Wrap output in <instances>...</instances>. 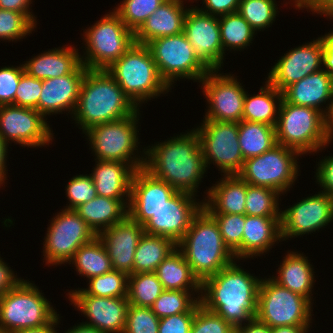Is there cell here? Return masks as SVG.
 Here are the masks:
<instances>
[{"label":"cell","instance_id":"cell-47","mask_svg":"<svg viewBox=\"0 0 333 333\" xmlns=\"http://www.w3.org/2000/svg\"><path fill=\"white\" fill-rule=\"evenodd\" d=\"M69 201L63 209L75 210L79 205L91 201L97 196L94 182L90 174L73 176L65 186Z\"/></svg>","mask_w":333,"mask_h":333},{"label":"cell","instance_id":"cell-51","mask_svg":"<svg viewBox=\"0 0 333 333\" xmlns=\"http://www.w3.org/2000/svg\"><path fill=\"white\" fill-rule=\"evenodd\" d=\"M23 72V64L0 68V106L15 105V93Z\"/></svg>","mask_w":333,"mask_h":333},{"label":"cell","instance_id":"cell-33","mask_svg":"<svg viewBox=\"0 0 333 333\" xmlns=\"http://www.w3.org/2000/svg\"><path fill=\"white\" fill-rule=\"evenodd\" d=\"M257 94L246 91L243 107V120L276 126L283 93L267 80Z\"/></svg>","mask_w":333,"mask_h":333},{"label":"cell","instance_id":"cell-13","mask_svg":"<svg viewBox=\"0 0 333 333\" xmlns=\"http://www.w3.org/2000/svg\"><path fill=\"white\" fill-rule=\"evenodd\" d=\"M60 211L49 220L43 239V262L48 266L69 263L80 246L97 236L75 210Z\"/></svg>","mask_w":333,"mask_h":333},{"label":"cell","instance_id":"cell-6","mask_svg":"<svg viewBox=\"0 0 333 333\" xmlns=\"http://www.w3.org/2000/svg\"><path fill=\"white\" fill-rule=\"evenodd\" d=\"M140 112L138 109L123 119L97 124L83 133L88 142L90 141L89 149L94 152L92 154H95V160L127 163L135 170L144 167L145 150L138 152V149L141 150L138 147L141 143L138 136ZM139 153H142L141 156Z\"/></svg>","mask_w":333,"mask_h":333},{"label":"cell","instance_id":"cell-29","mask_svg":"<svg viewBox=\"0 0 333 333\" xmlns=\"http://www.w3.org/2000/svg\"><path fill=\"white\" fill-rule=\"evenodd\" d=\"M283 258L276 270L277 275L269 277L280 286L307 298L313 304L312 292L316 279L310 259L297 250L296 252L288 250Z\"/></svg>","mask_w":333,"mask_h":333},{"label":"cell","instance_id":"cell-23","mask_svg":"<svg viewBox=\"0 0 333 333\" xmlns=\"http://www.w3.org/2000/svg\"><path fill=\"white\" fill-rule=\"evenodd\" d=\"M87 68L80 63L70 74L43 80L38 112L48 115L67 112L72 116L77 106L80 88Z\"/></svg>","mask_w":333,"mask_h":333},{"label":"cell","instance_id":"cell-21","mask_svg":"<svg viewBox=\"0 0 333 333\" xmlns=\"http://www.w3.org/2000/svg\"><path fill=\"white\" fill-rule=\"evenodd\" d=\"M321 69H323V45L318 37L287 51L271 67L265 80L283 92L288 86Z\"/></svg>","mask_w":333,"mask_h":333},{"label":"cell","instance_id":"cell-8","mask_svg":"<svg viewBox=\"0 0 333 333\" xmlns=\"http://www.w3.org/2000/svg\"><path fill=\"white\" fill-rule=\"evenodd\" d=\"M43 294L35 283L23 280L1 296L0 333L41 328L51 324L59 314Z\"/></svg>","mask_w":333,"mask_h":333},{"label":"cell","instance_id":"cell-1","mask_svg":"<svg viewBox=\"0 0 333 333\" xmlns=\"http://www.w3.org/2000/svg\"><path fill=\"white\" fill-rule=\"evenodd\" d=\"M170 138L142 148L145 150L143 168L177 191L198 197L197 189L207 171L199 135L193 128Z\"/></svg>","mask_w":333,"mask_h":333},{"label":"cell","instance_id":"cell-38","mask_svg":"<svg viewBox=\"0 0 333 333\" xmlns=\"http://www.w3.org/2000/svg\"><path fill=\"white\" fill-rule=\"evenodd\" d=\"M220 36L223 48V62L225 51H242L253 43L257 33L250 24L238 13H229L218 17Z\"/></svg>","mask_w":333,"mask_h":333},{"label":"cell","instance_id":"cell-14","mask_svg":"<svg viewBox=\"0 0 333 333\" xmlns=\"http://www.w3.org/2000/svg\"><path fill=\"white\" fill-rule=\"evenodd\" d=\"M194 127L208 170L214 164L222 175L238 174L244 159L238 141V122L203 120Z\"/></svg>","mask_w":333,"mask_h":333},{"label":"cell","instance_id":"cell-9","mask_svg":"<svg viewBox=\"0 0 333 333\" xmlns=\"http://www.w3.org/2000/svg\"><path fill=\"white\" fill-rule=\"evenodd\" d=\"M85 51L81 63L87 69H106L135 43V34L112 10L83 31Z\"/></svg>","mask_w":333,"mask_h":333},{"label":"cell","instance_id":"cell-34","mask_svg":"<svg viewBox=\"0 0 333 333\" xmlns=\"http://www.w3.org/2000/svg\"><path fill=\"white\" fill-rule=\"evenodd\" d=\"M155 273L164 290L201 291V283L178 248L158 265Z\"/></svg>","mask_w":333,"mask_h":333},{"label":"cell","instance_id":"cell-57","mask_svg":"<svg viewBox=\"0 0 333 333\" xmlns=\"http://www.w3.org/2000/svg\"><path fill=\"white\" fill-rule=\"evenodd\" d=\"M31 4H33L32 0H0V9L24 13L35 25H37V18L31 11Z\"/></svg>","mask_w":333,"mask_h":333},{"label":"cell","instance_id":"cell-30","mask_svg":"<svg viewBox=\"0 0 333 333\" xmlns=\"http://www.w3.org/2000/svg\"><path fill=\"white\" fill-rule=\"evenodd\" d=\"M78 51L73 45L48 49L24 61V72L41 80L70 74L81 63Z\"/></svg>","mask_w":333,"mask_h":333},{"label":"cell","instance_id":"cell-2","mask_svg":"<svg viewBox=\"0 0 333 333\" xmlns=\"http://www.w3.org/2000/svg\"><path fill=\"white\" fill-rule=\"evenodd\" d=\"M235 260L201 283L200 303L234 327L255 318L261 278Z\"/></svg>","mask_w":333,"mask_h":333},{"label":"cell","instance_id":"cell-48","mask_svg":"<svg viewBox=\"0 0 333 333\" xmlns=\"http://www.w3.org/2000/svg\"><path fill=\"white\" fill-rule=\"evenodd\" d=\"M159 322L150 307L129 304L123 333H158Z\"/></svg>","mask_w":333,"mask_h":333},{"label":"cell","instance_id":"cell-40","mask_svg":"<svg viewBox=\"0 0 333 333\" xmlns=\"http://www.w3.org/2000/svg\"><path fill=\"white\" fill-rule=\"evenodd\" d=\"M274 189L254 186L247 183L245 215L258 217H281L279 197Z\"/></svg>","mask_w":333,"mask_h":333},{"label":"cell","instance_id":"cell-53","mask_svg":"<svg viewBox=\"0 0 333 333\" xmlns=\"http://www.w3.org/2000/svg\"><path fill=\"white\" fill-rule=\"evenodd\" d=\"M324 157L318 161L314 177H316V183L323 189L321 192L333 197V155Z\"/></svg>","mask_w":333,"mask_h":333},{"label":"cell","instance_id":"cell-3","mask_svg":"<svg viewBox=\"0 0 333 333\" xmlns=\"http://www.w3.org/2000/svg\"><path fill=\"white\" fill-rule=\"evenodd\" d=\"M139 108L105 69H87L72 119L82 130L134 114Z\"/></svg>","mask_w":333,"mask_h":333},{"label":"cell","instance_id":"cell-20","mask_svg":"<svg viewBox=\"0 0 333 333\" xmlns=\"http://www.w3.org/2000/svg\"><path fill=\"white\" fill-rule=\"evenodd\" d=\"M183 33L209 70H221L224 66L223 48L217 16L203 13L192 5L184 20Z\"/></svg>","mask_w":333,"mask_h":333},{"label":"cell","instance_id":"cell-62","mask_svg":"<svg viewBox=\"0 0 333 333\" xmlns=\"http://www.w3.org/2000/svg\"><path fill=\"white\" fill-rule=\"evenodd\" d=\"M60 318V315H58V317L51 324L41 328L21 329L11 333H59L56 328L60 325Z\"/></svg>","mask_w":333,"mask_h":333},{"label":"cell","instance_id":"cell-63","mask_svg":"<svg viewBox=\"0 0 333 333\" xmlns=\"http://www.w3.org/2000/svg\"><path fill=\"white\" fill-rule=\"evenodd\" d=\"M312 326H279L271 328V333H309Z\"/></svg>","mask_w":333,"mask_h":333},{"label":"cell","instance_id":"cell-24","mask_svg":"<svg viewBox=\"0 0 333 333\" xmlns=\"http://www.w3.org/2000/svg\"><path fill=\"white\" fill-rule=\"evenodd\" d=\"M143 234V225L127 216L97 235L107 250L113 269L133 274L134 254Z\"/></svg>","mask_w":333,"mask_h":333},{"label":"cell","instance_id":"cell-36","mask_svg":"<svg viewBox=\"0 0 333 333\" xmlns=\"http://www.w3.org/2000/svg\"><path fill=\"white\" fill-rule=\"evenodd\" d=\"M238 141L244 160L259 156L277 144L275 127L242 120L238 122Z\"/></svg>","mask_w":333,"mask_h":333},{"label":"cell","instance_id":"cell-35","mask_svg":"<svg viewBox=\"0 0 333 333\" xmlns=\"http://www.w3.org/2000/svg\"><path fill=\"white\" fill-rule=\"evenodd\" d=\"M176 248L177 244L170 238L144 233L135 250L133 274L155 272L158 265Z\"/></svg>","mask_w":333,"mask_h":333},{"label":"cell","instance_id":"cell-59","mask_svg":"<svg viewBox=\"0 0 333 333\" xmlns=\"http://www.w3.org/2000/svg\"><path fill=\"white\" fill-rule=\"evenodd\" d=\"M235 333H271V328L253 318L251 321L235 327Z\"/></svg>","mask_w":333,"mask_h":333},{"label":"cell","instance_id":"cell-18","mask_svg":"<svg viewBox=\"0 0 333 333\" xmlns=\"http://www.w3.org/2000/svg\"><path fill=\"white\" fill-rule=\"evenodd\" d=\"M66 295L75 310L86 316L87 321L82 323L104 333L124 332L129 305L127 297L93 296L86 294L82 288L70 290Z\"/></svg>","mask_w":333,"mask_h":333},{"label":"cell","instance_id":"cell-32","mask_svg":"<svg viewBox=\"0 0 333 333\" xmlns=\"http://www.w3.org/2000/svg\"><path fill=\"white\" fill-rule=\"evenodd\" d=\"M130 199H112L97 195L75 211L98 235L101 231L123 221L128 216Z\"/></svg>","mask_w":333,"mask_h":333},{"label":"cell","instance_id":"cell-10","mask_svg":"<svg viewBox=\"0 0 333 333\" xmlns=\"http://www.w3.org/2000/svg\"><path fill=\"white\" fill-rule=\"evenodd\" d=\"M312 307L307 298L265 277L259 286L255 318L270 328L311 326L314 315Z\"/></svg>","mask_w":333,"mask_h":333},{"label":"cell","instance_id":"cell-42","mask_svg":"<svg viewBox=\"0 0 333 333\" xmlns=\"http://www.w3.org/2000/svg\"><path fill=\"white\" fill-rule=\"evenodd\" d=\"M275 0H240L238 13L256 31H264L272 26L278 14Z\"/></svg>","mask_w":333,"mask_h":333},{"label":"cell","instance_id":"cell-22","mask_svg":"<svg viewBox=\"0 0 333 333\" xmlns=\"http://www.w3.org/2000/svg\"><path fill=\"white\" fill-rule=\"evenodd\" d=\"M176 192L144 168L137 169L131 181L128 216L144 225Z\"/></svg>","mask_w":333,"mask_h":333},{"label":"cell","instance_id":"cell-25","mask_svg":"<svg viewBox=\"0 0 333 333\" xmlns=\"http://www.w3.org/2000/svg\"><path fill=\"white\" fill-rule=\"evenodd\" d=\"M184 1L166 0L160 5L134 33L135 43L147 45L154 39L181 34L189 9Z\"/></svg>","mask_w":333,"mask_h":333},{"label":"cell","instance_id":"cell-61","mask_svg":"<svg viewBox=\"0 0 333 333\" xmlns=\"http://www.w3.org/2000/svg\"><path fill=\"white\" fill-rule=\"evenodd\" d=\"M324 127L329 143L333 142V97L324 114Z\"/></svg>","mask_w":333,"mask_h":333},{"label":"cell","instance_id":"cell-7","mask_svg":"<svg viewBox=\"0 0 333 333\" xmlns=\"http://www.w3.org/2000/svg\"><path fill=\"white\" fill-rule=\"evenodd\" d=\"M276 143L298 151L302 156L322 152L330 143L324 127V114L312 107L280 104L275 126Z\"/></svg>","mask_w":333,"mask_h":333},{"label":"cell","instance_id":"cell-11","mask_svg":"<svg viewBox=\"0 0 333 333\" xmlns=\"http://www.w3.org/2000/svg\"><path fill=\"white\" fill-rule=\"evenodd\" d=\"M291 148L276 144L259 156L244 160L238 175L250 185L274 189L284 195L299 176V158Z\"/></svg>","mask_w":333,"mask_h":333},{"label":"cell","instance_id":"cell-55","mask_svg":"<svg viewBox=\"0 0 333 333\" xmlns=\"http://www.w3.org/2000/svg\"><path fill=\"white\" fill-rule=\"evenodd\" d=\"M296 10L308 9L307 12H312L318 15H323L327 19L333 20V0H290Z\"/></svg>","mask_w":333,"mask_h":333},{"label":"cell","instance_id":"cell-64","mask_svg":"<svg viewBox=\"0 0 333 333\" xmlns=\"http://www.w3.org/2000/svg\"><path fill=\"white\" fill-rule=\"evenodd\" d=\"M65 333H104V332L96 329L95 327H91L80 322V324L77 323V325L66 330Z\"/></svg>","mask_w":333,"mask_h":333},{"label":"cell","instance_id":"cell-4","mask_svg":"<svg viewBox=\"0 0 333 333\" xmlns=\"http://www.w3.org/2000/svg\"><path fill=\"white\" fill-rule=\"evenodd\" d=\"M177 248L200 283L236 260L224 244L217 222L203 207L193 217Z\"/></svg>","mask_w":333,"mask_h":333},{"label":"cell","instance_id":"cell-58","mask_svg":"<svg viewBox=\"0 0 333 333\" xmlns=\"http://www.w3.org/2000/svg\"><path fill=\"white\" fill-rule=\"evenodd\" d=\"M319 38L323 45V69L333 78V30Z\"/></svg>","mask_w":333,"mask_h":333},{"label":"cell","instance_id":"cell-17","mask_svg":"<svg viewBox=\"0 0 333 333\" xmlns=\"http://www.w3.org/2000/svg\"><path fill=\"white\" fill-rule=\"evenodd\" d=\"M288 207L281 210L282 241L309 235L333 221V197L321 191Z\"/></svg>","mask_w":333,"mask_h":333},{"label":"cell","instance_id":"cell-44","mask_svg":"<svg viewBox=\"0 0 333 333\" xmlns=\"http://www.w3.org/2000/svg\"><path fill=\"white\" fill-rule=\"evenodd\" d=\"M166 0H122L112 9L134 33Z\"/></svg>","mask_w":333,"mask_h":333},{"label":"cell","instance_id":"cell-60","mask_svg":"<svg viewBox=\"0 0 333 333\" xmlns=\"http://www.w3.org/2000/svg\"><path fill=\"white\" fill-rule=\"evenodd\" d=\"M8 145L4 142V140L0 137V183L5 184L6 178L8 175L7 169V153H8ZM7 174V175H6Z\"/></svg>","mask_w":333,"mask_h":333},{"label":"cell","instance_id":"cell-39","mask_svg":"<svg viewBox=\"0 0 333 333\" xmlns=\"http://www.w3.org/2000/svg\"><path fill=\"white\" fill-rule=\"evenodd\" d=\"M164 291L155 272L134 273L128 276V302L138 307H151Z\"/></svg>","mask_w":333,"mask_h":333},{"label":"cell","instance_id":"cell-46","mask_svg":"<svg viewBox=\"0 0 333 333\" xmlns=\"http://www.w3.org/2000/svg\"><path fill=\"white\" fill-rule=\"evenodd\" d=\"M37 26L24 14L0 9V40L17 41L32 34Z\"/></svg>","mask_w":333,"mask_h":333},{"label":"cell","instance_id":"cell-43","mask_svg":"<svg viewBox=\"0 0 333 333\" xmlns=\"http://www.w3.org/2000/svg\"><path fill=\"white\" fill-rule=\"evenodd\" d=\"M128 274L112 269L106 274L88 279V287L82 290L89 295L100 297H127Z\"/></svg>","mask_w":333,"mask_h":333},{"label":"cell","instance_id":"cell-15","mask_svg":"<svg viewBox=\"0 0 333 333\" xmlns=\"http://www.w3.org/2000/svg\"><path fill=\"white\" fill-rule=\"evenodd\" d=\"M220 72L210 70L199 82L208 107L203 120L240 122L243 120L246 91L238 76Z\"/></svg>","mask_w":333,"mask_h":333},{"label":"cell","instance_id":"cell-41","mask_svg":"<svg viewBox=\"0 0 333 333\" xmlns=\"http://www.w3.org/2000/svg\"><path fill=\"white\" fill-rule=\"evenodd\" d=\"M200 296L201 291L164 290L150 308L159 319L181 314L188 312L200 300Z\"/></svg>","mask_w":333,"mask_h":333},{"label":"cell","instance_id":"cell-49","mask_svg":"<svg viewBox=\"0 0 333 333\" xmlns=\"http://www.w3.org/2000/svg\"><path fill=\"white\" fill-rule=\"evenodd\" d=\"M190 333H235V327L200 304L195 311Z\"/></svg>","mask_w":333,"mask_h":333},{"label":"cell","instance_id":"cell-5","mask_svg":"<svg viewBox=\"0 0 333 333\" xmlns=\"http://www.w3.org/2000/svg\"><path fill=\"white\" fill-rule=\"evenodd\" d=\"M105 70L139 109L145 101L172 90L161 78L152 53L144 44L134 43Z\"/></svg>","mask_w":333,"mask_h":333},{"label":"cell","instance_id":"cell-27","mask_svg":"<svg viewBox=\"0 0 333 333\" xmlns=\"http://www.w3.org/2000/svg\"><path fill=\"white\" fill-rule=\"evenodd\" d=\"M282 93L287 103L312 107L325 114L333 97V78L321 69L288 86Z\"/></svg>","mask_w":333,"mask_h":333},{"label":"cell","instance_id":"cell-37","mask_svg":"<svg viewBox=\"0 0 333 333\" xmlns=\"http://www.w3.org/2000/svg\"><path fill=\"white\" fill-rule=\"evenodd\" d=\"M68 264L74 265L78 275L86 277L87 280L113 269L107 250L98 236L80 246Z\"/></svg>","mask_w":333,"mask_h":333},{"label":"cell","instance_id":"cell-52","mask_svg":"<svg viewBox=\"0 0 333 333\" xmlns=\"http://www.w3.org/2000/svg\"><path fill=\"white\" fill-rule=\"evenodd\" d=\"M200 300L188 311L160 318L158 333H190L195 311Z\"/></svg>","mask_w":333,"mask_h":333},{"label":"cell","instance_id":"cell-31","mask_svg":"<svg viewBox=\"0 0 333 333\" xmlns=\"http://www.w3.org/2000/svg\"><path fill=\"white\" fill-rule=\"evenodd\" d=\"M90 176L97 195L112 199H130L131 181L135 169L127 163L118 161L94 160Z\"/></svg>","mask_w":333,"mask_h":333},{"label":"cell","instance_id":"cell-16","mask_svg":"<svg viewBox=\"0 0 333 333\" xmlns=\"http://www.w3.org/2000/svg\"><path fill=\"white\" fill-rule=\"evenodd\" d=\"M36 109L15 105L0 106V137L22 147H44L52 144L54 133L48 121ZM11 141V142H10Z\"/></svg>","mask_w":333,"mask_h":333},{"label":"cell","instance_id":"cell-28","mask_svg":"<svg viewBox=\"0 0 333 333\" xmlns=\"http://www.w3.org/2000/svg\"><path fill=\"white\" fill-rule=\"evenodd\" d=\"M281 217L245 215L242 238V260L262 257L281 239Z\"/></svg>","mask_w":333,"mask_h":333},{"label":"cell","instance_id":"cell-19","mask_svg":"<svg viewBox=\"0 0 333 333\" xmlns=\"http://www.w3.org/2000/svg\"><path fill=\"white\" fill-rule=\"evenodd\" d=\"M195 195L177 191L143 225L144 233L164 236L176 244L184 237L193 217L203 207V201L197 202Z\"/></svg>","mask_w":333,"mask_h":333},{"label":"cell","instance_id":"cell-45","mask_svg":"<svg viewBox=\"0 0 333 333\" xmlns=\"http://www.w3.org/2000/svg\"><path fill=\"white\" fill-rule=\"evenodd\" d=\"M217 222L224 244L234 254L236 260H242V238L245 215L209 213Z\"/></svg>","mask_w":333,"mask_h":333},{"label":"cell","instance_id":"cell-56","mask_svg":"<svg viewBox=\"0 0 333 333\" xmlns=\"http://www.w3.org/2000/svg\"><path fill=\"white\" fill-rule=\"evenodd\" d=\"M0 256V297L17 287L24 279L18 278L17 273Z\"/></svg>","mask_w":333,"mask_h":333},{"label":"cell","instance_id":"cell-26","mask_svg":"<svg viewBox=\"0 0 333 333\" xmlns=\"http://www.w3.org/2000/svg\"><path fill=\"white\" fill-rule=\"evenodd\" d=\"M221 179L204 192L203 208L208 213L245 215L247 182L238 174L221 175Z\"/></svg>","mask_w":333,"mask_h":333},{"label":"cell","instance_id":"cell-50","mask_svg":"<svg viewBox=\"0 0 333 333\" xmlns=\"http://www.w3.org/2000/svg\"><path fill=\"white\" fill-rule=\"evenodd\" d=\"M42 85L43 80L36 79L26 72H23L15 93V106L32 108L38 111Z\"/></svg>","mask_w":333,"mask_h":333},{"label":"cell","instance_id":"cell-12","mask_svg":"<svg viewBox=\"0 0 333 333\" xmlns=\"http://www.w3.org/2000/svg\"><path fill=\"white\" fill-rule=\"evenodd\" d=\"M147 46L161 78L170 88L179 79L194 80L198 84L210 71L196 56L183 32L154 39Z\"/></svg>","mask_w":333,"mask_h":333},{"label":"cell","instance_id":"cell-54","mask_svg":"<svg viewBox=\"0 0 333 333\" xmlns=\"http://www.w3.org/2000/svg\"><path fill=\"white\" fill-rule=\"evenodd\" d=\"M198 0H196L197 2ZM202 6L198 10L212 16H222L238 11L240 0H202Z\"/></svg>","mask_w":333,"mask_h":333}]
</instances>
